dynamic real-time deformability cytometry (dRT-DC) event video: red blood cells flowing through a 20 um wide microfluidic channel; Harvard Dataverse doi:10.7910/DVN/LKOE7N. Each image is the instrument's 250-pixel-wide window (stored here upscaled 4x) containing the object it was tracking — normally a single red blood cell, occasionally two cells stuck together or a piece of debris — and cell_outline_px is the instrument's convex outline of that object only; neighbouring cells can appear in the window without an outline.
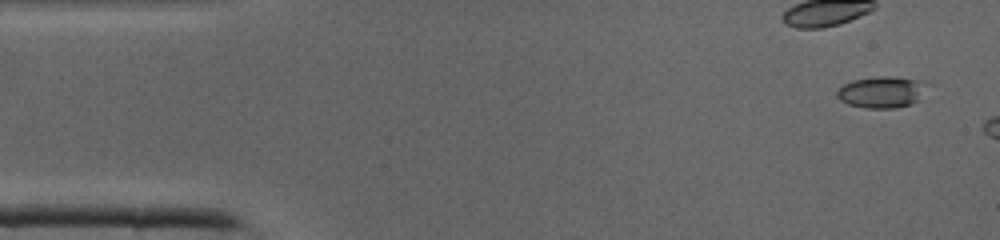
{"species": "common noctule bat (a hibernating species)", "species_latin": "Nyctalus noctula", "temperature_condition": "cold", "stored_images_in_passage": 5, "camera_frame_rate_fps": 3000, "um_per_image_px": 0.085, "animal": {"sex": "male", "body_mass_g": 19.0, "forearm_length_mm": 50.8}, "frame": {"image": 1, "passage_image": 2, "time_ms": 0.333, "image_size_px": [1000, 240], "cell_outline_px": [[932, 84], [916, 100], [908, 104], [896, 108], [868, 108], [848, 104], [840, 100], [836, 96], [836, 92], [844, 84], [852, 80], [880, 76], [896, 76], [928, 80]], "centroid_in_image_um": [75.01, 7.79], "position_along_channel_um": 10.0, "area_um2": 16.82}}